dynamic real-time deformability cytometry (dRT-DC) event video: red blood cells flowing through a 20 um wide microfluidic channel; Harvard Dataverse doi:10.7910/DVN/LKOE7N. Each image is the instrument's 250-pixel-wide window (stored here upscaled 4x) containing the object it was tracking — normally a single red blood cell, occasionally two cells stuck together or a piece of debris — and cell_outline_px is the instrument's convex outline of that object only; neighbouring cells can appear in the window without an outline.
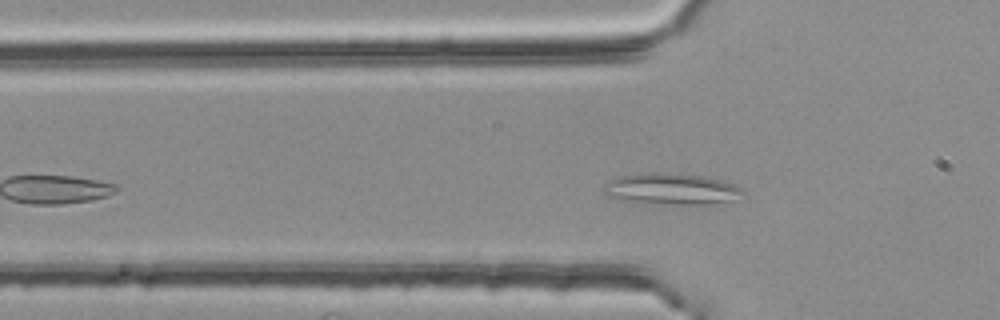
{"species": "common noctule bat (a hibernating species)", "species_latin": "Nyctalus noctula", "temperature_condition": "room temperature", "stored_images_in_passage": 38, "camera_frame_rate_fps": 3000, "um_per_image_px": 0.085, "animal": {"sex": "female", "body_mass_g": 25.1}, "frame": {"image": 1, "passage_image": 9, "time_ms": 2.667, "image_size_px": [1000, 320], "cell_outline_px": [[744, 192], [732, 200], [704, 204], [640, 204], [608, 196], [604, 192], [604, 184], [608, 180], [620, 176], [652, 172], [656, 172], [704, 176], [720, 180], [744, 188]], "centroid_in_image_um": [57.01, 16.07], "position_along_channel_um": 68.8, "area_um2": 25.32}}
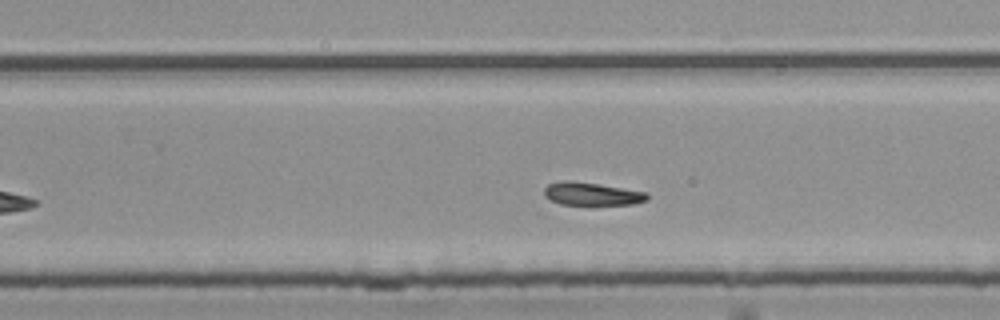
{"frame": {"image": 2, "passage_image": 26, "time_ms": 8.333, "image_size_px": [1000, 320], "cell_outline_px": [[648, 200], [632, 204], [592, 208], [560, 204], [544, 196], [544, 188], [548, 184], [560, 180], [572, 180], [648, 192]], "centroid_in_image_um": [50.3, 16.53], "position_along_channel_um": 279.5, "area_um2": 14.74}}
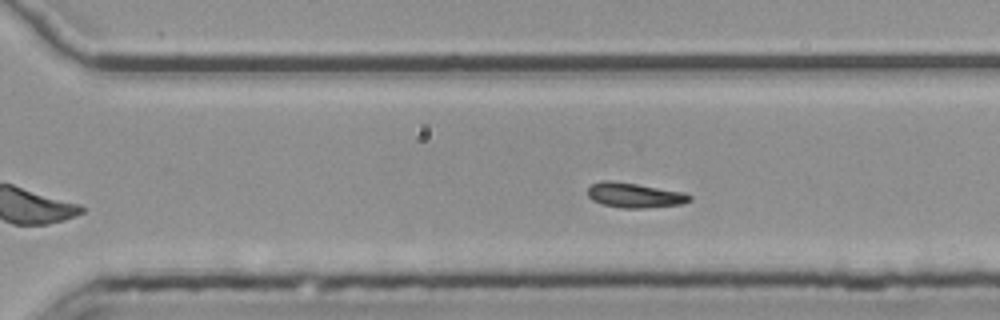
{"frame": {"image": 3, "passage_image": 29, "time_ms": 9.333, "image_size_px": [1000, 320], "cell_outline_px": [[692, 200], [680, 204], [644, 208], [620, 208], [600, 204], [592, 200], [588, 196], [588, 188], [592, 184], [604, 180], [608, 180], [636, 184], [684, 192], [692, 196]], "centroid_in_image_um": [53.92, 16.6], "position_along_channel_um": 316.7, "area_um2": 14.74}}